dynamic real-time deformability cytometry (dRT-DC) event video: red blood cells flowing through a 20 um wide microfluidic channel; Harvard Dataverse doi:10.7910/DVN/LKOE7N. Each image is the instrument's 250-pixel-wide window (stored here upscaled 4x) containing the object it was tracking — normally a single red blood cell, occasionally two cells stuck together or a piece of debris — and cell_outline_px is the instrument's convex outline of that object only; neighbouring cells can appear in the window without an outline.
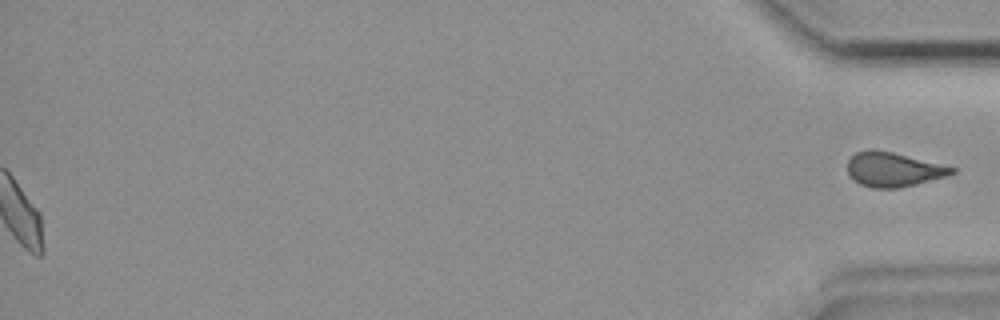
{"species": "common noctule bat (a hibernating species)", "species_latin": "Nyctalus noctula", "temperature_condition": "room temperature", "stored_images_in_passage": 37, "segment_of_instrument_passage": [2, 2], "camera_frame_rate_fps": 3000, "um_per_image_px": 0.085, "animal": {"sex": "female", "body_mass_g": 19.9}, "frame": {"image": 1, "passage_image": 37, "time_ms": 12.0, "image_size_px": [1000, 320], "cell_outline_px": [[956, 172], [944, 176], [916, 184], [896, 188], [872, 188], [860, 184], [848, 176], [848, 160], [856, 152], [868, 148], [892, 152], [956, 168]], "centroid_in_image_um": [75.87, 14.4], "position_along_channel_um": 359.3, "area_um2": 20.69}}